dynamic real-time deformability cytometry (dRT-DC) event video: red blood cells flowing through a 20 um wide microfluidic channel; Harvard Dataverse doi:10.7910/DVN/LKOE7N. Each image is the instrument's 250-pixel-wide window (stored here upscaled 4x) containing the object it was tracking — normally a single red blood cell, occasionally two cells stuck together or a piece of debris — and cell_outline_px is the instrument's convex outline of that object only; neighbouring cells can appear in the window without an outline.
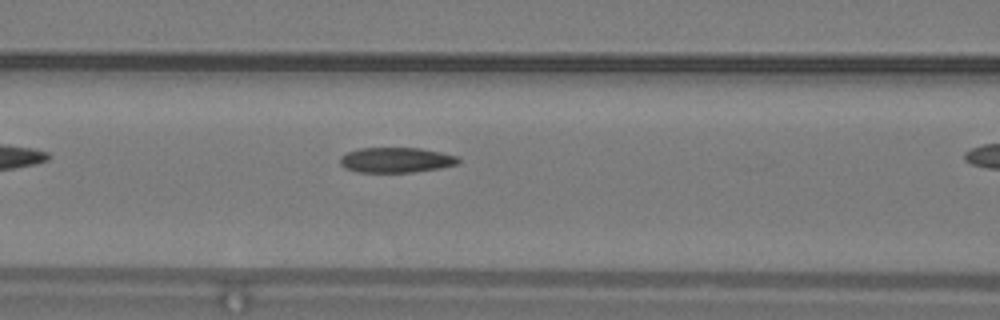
{"species": "common noctule bat (a hibernating species)", "species_latin": "Nyctalus noctula", "temperature_condition": "warm", "stored_images_in_passage": 15, "camera_frame_rate_fps": 3000, "um_per_image_px": 0.085, "animal": {"sex": "male", "body_mass_g": 19.2, "forearm_length_mm": 51.8}, "frame": {"image": 1, "passage_image": 5, "time_ms": 1.333, "image_size_px": [1000, 320], "cell_outline_px": [[460, 160], [456, 164], [440, 168], [412, 172], [356, 172], [344, 168], [340, 164], [340, 156], [348, 152], [360, 148], [420, 148], [440, 152], [456, 156]], "centroid_in_image_um": [33.62, 13.6], "position_along_channel_um": 133.0, "area_um2": 17.28}}